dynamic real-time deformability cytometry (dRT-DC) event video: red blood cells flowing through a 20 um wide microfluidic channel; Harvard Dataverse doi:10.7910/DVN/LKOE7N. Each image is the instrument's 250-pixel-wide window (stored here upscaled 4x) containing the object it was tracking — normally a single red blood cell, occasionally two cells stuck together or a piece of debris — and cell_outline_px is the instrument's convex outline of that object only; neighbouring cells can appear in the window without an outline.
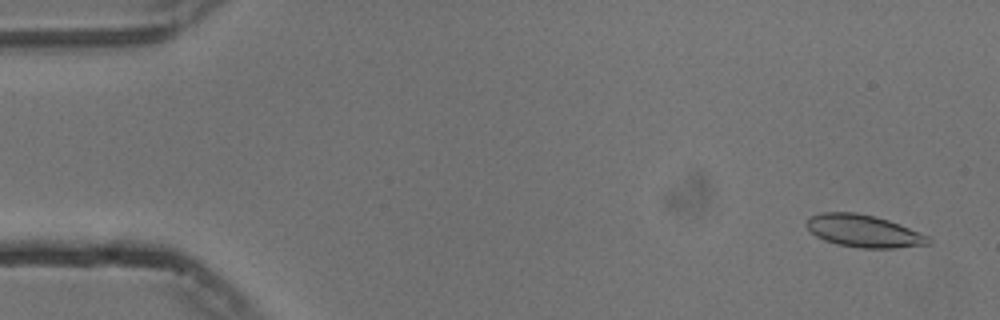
{"species": "common noctule bat (a hibernating species)", "species_latin": "Nyctalus noctula", "temperature_condition": "cold", "stored_images_in_passage": 55, "camera_frame_rate_fps": 3000, "um_per_image_px": 0.085, "animal": {"sex": "male", "body_mass_g": 13.3}, "frame": {"image": 1, "passage_image": 3, "time_ms": 0.667, "image_size_px": [1000, 320], "cell_outline_px": [[932, 240], [928, 244], [896, 248], [860, 248], [836, 244], [824, 240], [816, 236], [804, 224], [808, 216], [820, 212], [856, 212], [888, 220], [900, 224], [928, 236]], "centroid_in_image_um": [73.36, 19.63], "position_along_channel_um": 11.6, "area_um2": 23.06}}
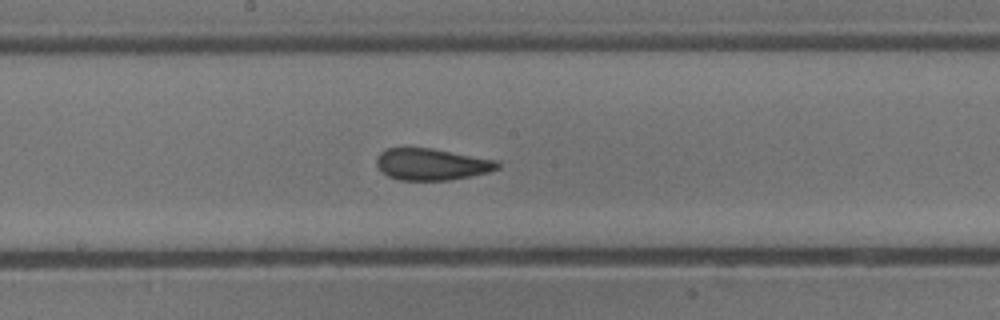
{"frame": {"image": 2, "passage_image": 29, "time_ms": 9.333, "image_size_px": [1000, 320], "cell_outline_px": [[500, 168], [488, 172], [448, 180], [400, 180], [388, 176], [376, 164], [376, 160], [380, 152], [384, 148], [432, 148], [496, 160], [500, 164]], "centroid_in_image_um": [36.68, 13.96], "position_along_channel_um": 211.5, "area_um2": 22.14}}
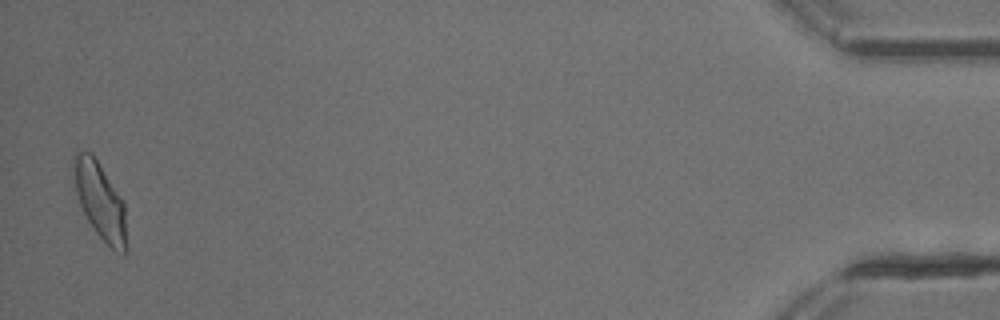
{"frame": {"image": 3, "passage_image": 54, "time_ms": 17.667, "image_size_px": [1000, 320], "cell_outline_px": [[128, 252], [124, 256], [116, 252], [96, 232], [88, 220], [80, 204], [76, 192], [72, 156], [76, 148], [92, 152], [120, 196], [124, 204], [128, 248]], "centroid_in_image_um": [8.52, 17.06], "position_along_channel_um": 426.7, "area_um2": 23.81}, "authors_computed_cell_mechanics": {"area_um2": 22.6576, "velocity_mm_per_s": 3.7404, "shape_relaxation_time_tau1_ms": 5.2322, "shape_relaxation_time_tau2_ms": 1.7828, "deformation_change_tau1": 0.1499, "deformation_change_tau2": 0.0862}}